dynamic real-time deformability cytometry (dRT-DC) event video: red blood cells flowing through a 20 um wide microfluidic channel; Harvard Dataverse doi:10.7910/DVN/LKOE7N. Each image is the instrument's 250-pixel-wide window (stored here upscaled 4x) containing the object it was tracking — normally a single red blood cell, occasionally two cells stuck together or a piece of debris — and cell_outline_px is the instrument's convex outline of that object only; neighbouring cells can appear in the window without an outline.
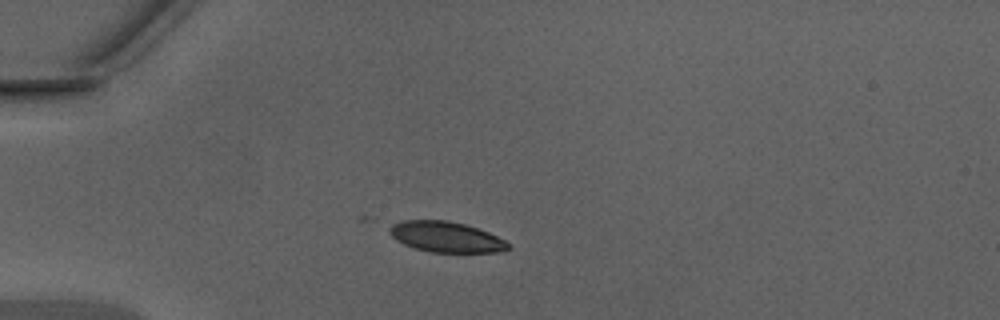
{"species": "Egyptian fruit bat (a non-hibernating species)", "species_latin": "Rousettus aegyptiacus", "temperature_condition": "warm", "stored_images_in_passage": 12, "camera_frame_rate_fps": 3000, "um_per_image_px": 0.085, "animal": {"sex": "male"}, "frame": {"image": 1, "passage_image": 10, "time_ms": 3.0, "image_size_px": [1000, 320], "cell_outline_px": [[512, 248], [500, 252], [432, 252], [416, 248], [404, 244], [396, 240], [388, 232], [388, 228], [392, 224], [400, 220], [448, 220], [464, 224], [488, 232], [512, 244]], "centroid_in_image_um": [37.92, 20.13], "position_along_channel_um": 47.1, "area_um2": 21.21}}